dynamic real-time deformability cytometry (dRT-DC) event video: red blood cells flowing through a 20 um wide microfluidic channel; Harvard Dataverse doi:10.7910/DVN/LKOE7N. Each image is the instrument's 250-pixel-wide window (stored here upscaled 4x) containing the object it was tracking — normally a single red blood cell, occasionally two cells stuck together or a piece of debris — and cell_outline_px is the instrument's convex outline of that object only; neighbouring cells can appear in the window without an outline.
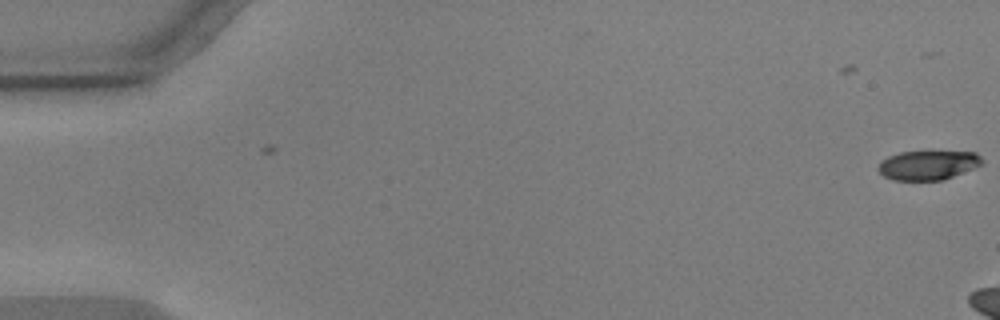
{"species": "common noctule bat (a hibernating species)", "species_latin": "Nyctalus noctula", "temperature_condition": "warm", "stored_images_in_passage": 5, "camera_frame_rate_fps": 3000, "um_per_image_px": 0.085, "animal": {"sex": "male", "body_mass_g": 17.9, "forearm_length_mm": 54.2}, "frame": {"image": 1, "passage_image": 5, "time_ms": 1.333, "image_size_px": [1000, 320], "cell_outline_px": [[984, 164], [944, 180], [892, 180], [884, 176], [876, 168], [888, 156], [900, 152], [976, 152], [984, 160]], "centroid_in_image_um": [78.91, 14.04], "position_along_channel_um": 6.1, "area_um2": 17.69}}